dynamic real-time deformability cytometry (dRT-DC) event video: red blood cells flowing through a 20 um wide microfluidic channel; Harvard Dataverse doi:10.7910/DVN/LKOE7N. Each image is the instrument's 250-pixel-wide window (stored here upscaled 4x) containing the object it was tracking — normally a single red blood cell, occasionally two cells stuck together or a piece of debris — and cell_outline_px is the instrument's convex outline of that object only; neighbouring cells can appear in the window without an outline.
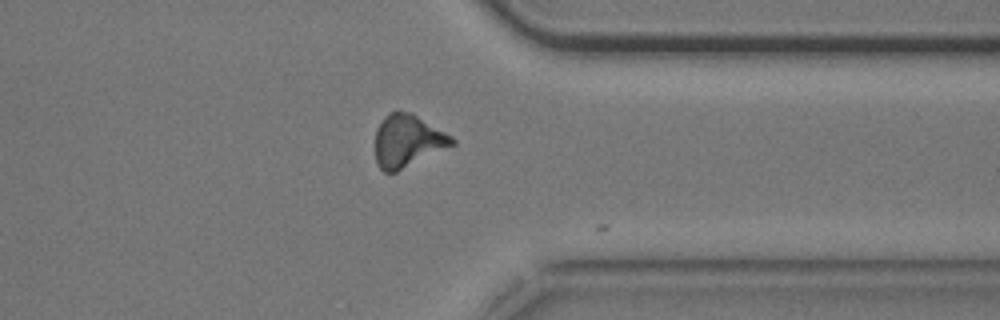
{"species": "common noctule bat (a hibernating species)", "species_latin": "Nyctalus noctula", "temperature_condition": "cold", "stored_images_in_passage": 29, "camera_frame_rate_fps": 3000, "um_per_image_px": 0.085, "animal": {"sex": "male", "body_mass_g": 20.5, "forearm_length_mm": 52.5}, "frame": {"image": 1, "passage_image": 28, "time_ms": 9.0, "image_size_px": [1000, 320], "cell_outline_px": [[456, 144], [396, 172], [384, 172], [376, 164], [376, 128], [384, 116], [392, 112], [412, 112], [452, 136], [456, 140]], "centroid_in_image_um": [34.65, 11.98], "position_along_channel_um": 376.7, "area_um2": 23.47}}